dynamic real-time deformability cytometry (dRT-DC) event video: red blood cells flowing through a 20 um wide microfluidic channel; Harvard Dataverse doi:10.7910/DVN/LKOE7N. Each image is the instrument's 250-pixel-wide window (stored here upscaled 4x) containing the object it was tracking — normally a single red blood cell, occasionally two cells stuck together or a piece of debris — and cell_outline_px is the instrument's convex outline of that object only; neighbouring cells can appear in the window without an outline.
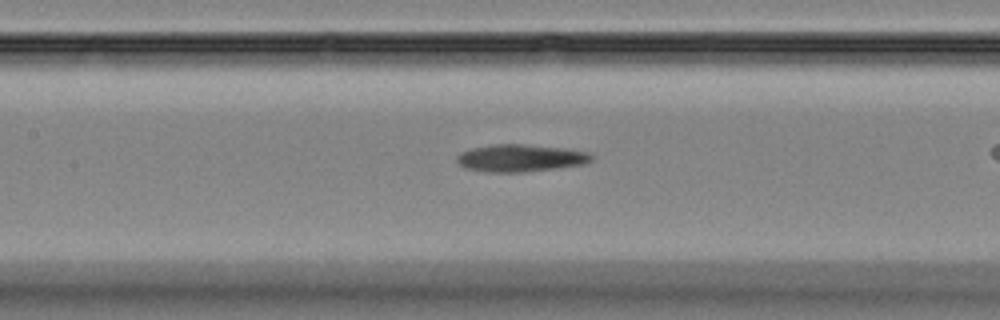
{"species": "Egyptian fruit bat (a non-hibernating species)", "species_latin": "Rousettus aegyptiacus", "temperature_condition": "room temperature", "stored_images_in_passage": 32, "camera_frame_rate_fps": 3000, "um_per_image_px": 0.085, "animal": {"sex": "female"}, "frame": {"image": 1, "passage_image": 14, "time_ms": 4.333, "image_size_px": [1000, 320], "cell_outline_px": [[592, 160], [580, 164], [556, 168], [524, 172], [484, 172], [464, 168], [456, 160], [456, 156], [460, 152], [472, 148], [492, 144], [520, 144], [560, 148], [588, 152], [592, 156]], "centroid_in_image_um": [44.15, 13.44], "position_along_channel_um": 163.3, "area_um2": 21.21}}
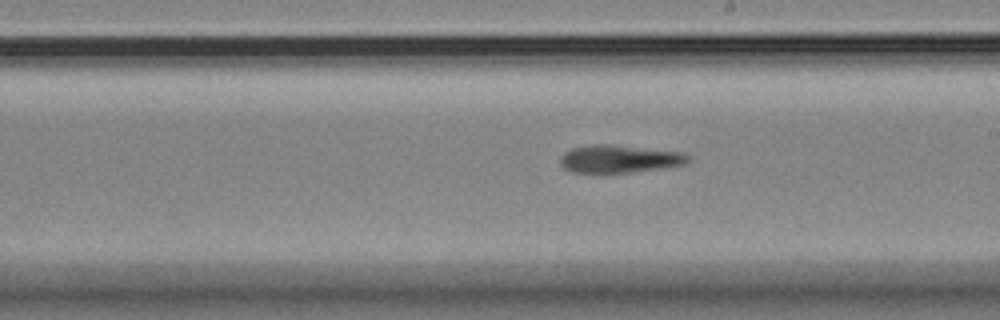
{"frame": {"image": 2, "passage_image": 20, "time_ms": 6.333, "image_size_px": [1000, 320], "cell_outline_px": [[688, 160], [684, 164], [660, 168], [632, 172], [572, 172], [564, 168], [560, 164], [560, 156], [564, 152], [572, 148], [596, 144], [612, 144], [684, 152], [688, 156]], "centroid_in_image_um": [52.61, 13.49], "position_along_channel_um": 236.4, "area_um2": 20.52}}
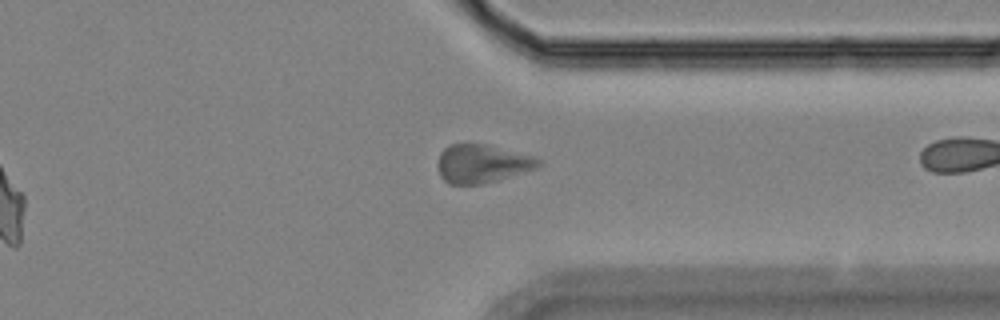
{"frame": {"image": 3, "passage_image": 31, "time_ms": 10.0, "image_size_px": [1000, 320], "cell_outline_px": [[544, 164], [536, 168], [496, 180], [480, 184], [448, 184], [440, 176], [436, 164], [440, 152], [448, 144], [488, 144], [532, 156], [544, 160]], "centroid_in_image_um": [40.95, 13.9], "position_along_channel_um": 370.4, "area_um2": 22.66}}